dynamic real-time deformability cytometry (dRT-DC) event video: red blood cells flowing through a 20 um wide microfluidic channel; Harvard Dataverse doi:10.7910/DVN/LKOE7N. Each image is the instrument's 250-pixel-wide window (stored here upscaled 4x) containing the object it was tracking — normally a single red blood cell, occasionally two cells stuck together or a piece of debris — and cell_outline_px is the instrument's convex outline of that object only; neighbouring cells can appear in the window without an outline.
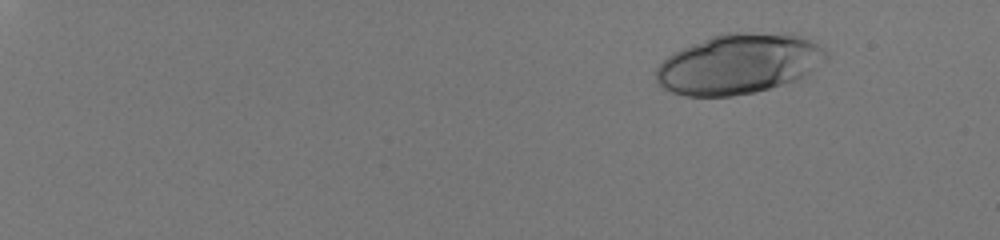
{"species": "human", "species_latin": "Homo sapiens", "temperature_condition": "room temperature", "stored_images_in_passage": 49, "camera_frame_rate_fps": 3000, "um_per_image_px": 0.085, "donor": {"sex": "male"}, "frame": {"image": 1, "passage_image": 1, "time_ms": 0.0, "image_size_px": [1000, 240], "cell_outline_px": [[828, 60], [812, 72], [796, 80], [756, 92], [732, 96], [684, 96], [672, 92], [656, 84], [656, 68], [668, 56], [692, 44], [712, 36], [724, 32], [788, 32], [808, 36], [824, 48], [828, 52]], "centroid_in_image_um": [62.88, 5.41], "position_along_channel_um": 22.1, "area_um2": 60.4}}
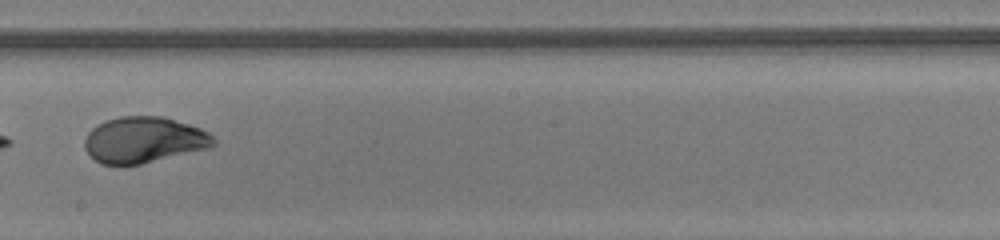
{"frame": {"image": 2, "passage_image": 32, "time_ms": 10.333, "image_size_px": [1000, 240], "cell_outline_px": [[216, 144], [212, 148], [140, 164], [120, 168], [100, 164], [84, 148], [84, 140], [88, 132], [96, 124], [120, 116], [164, 116], [200, 128], [208, 132], [216, 140]], "centroid_in_image_um": [12.22, 11.92], "position_along_channel_um": 236.0, "area_um2": 35.26}}
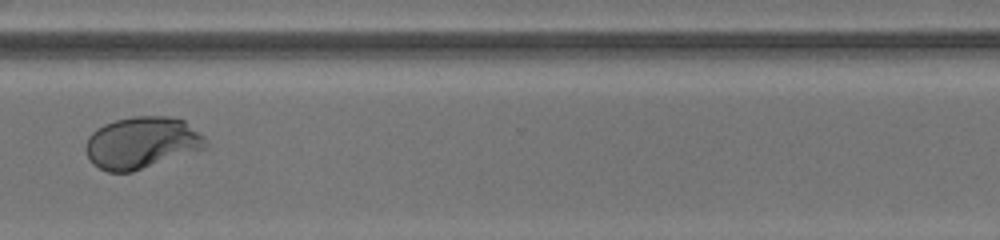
{"frame": {"image": 3, "passage_image": 41, "time_ms": 13.333, "image_size_px": [1000, 240], "cell_outline_px": [[208, 148], [132, 172], [108, 172], [92, 164], [84, 148], [88, 136], [96, 128], [104, 124], [116, 120], [132, 116], [168, 116], [184, 120], [204, 136], [208, 140]], "centroid_in_image_um": [12.06, 12.13], "position_along_channel_um": 358.5, "area_um2": 36.59}, "authors_computed_cell_mechanics": {"area_um2": 38.3214, "velocity_mm_per_s": 4.075, "shape_relaxation_time_tau1_ms": 3.6994, "shape_relaxation_time_tau2_ms": null, "deformation_change_tau1": 0.1802, "deformation_change_tau2": null}}